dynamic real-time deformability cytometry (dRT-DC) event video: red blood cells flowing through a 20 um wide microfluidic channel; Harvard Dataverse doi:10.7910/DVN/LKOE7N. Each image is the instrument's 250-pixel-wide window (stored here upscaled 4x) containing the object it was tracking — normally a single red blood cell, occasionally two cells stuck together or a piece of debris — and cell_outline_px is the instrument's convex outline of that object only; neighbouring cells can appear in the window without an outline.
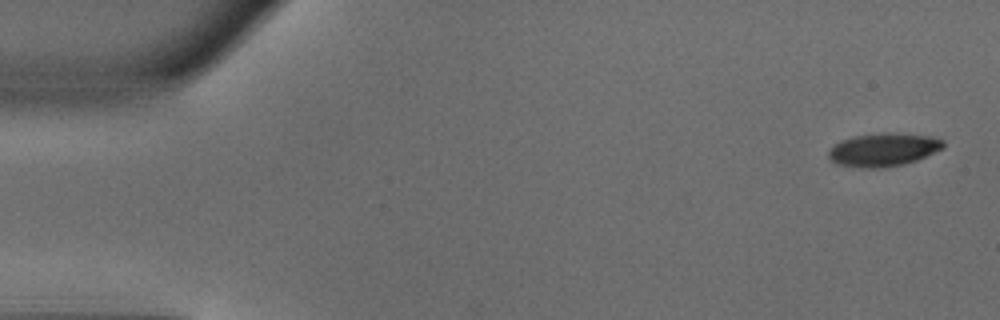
{"species": "common noctule bat (a hibernating species)", "species_latin": "Nyctalus noctula", "temperature_condition": "warm", "stored_images_in_passage": 50, "camera_frame_rate_fps": 3000, "um_per_image_px": 0.085, "animal": {"sex": "male", "body_mass_g": 18.8}, "frame": {"image": 1, "passage_image": 2, "time_ms": 0.333, "image_size_px": [1000, 320], "cell_outline_px": [[944, 148], [916, 160], [904, 164], [880, 168], [860, 168], [836, 164], [828, 156], [828, 152], [836, 144], [844, 140], [856, 136], [880, 132], [888, 132], [932, 136], [944, 140]], "centroid_in_image_um": [75.12, 12.72], "position_along_channel_um": 9.9, "area_um2": 22.14}}
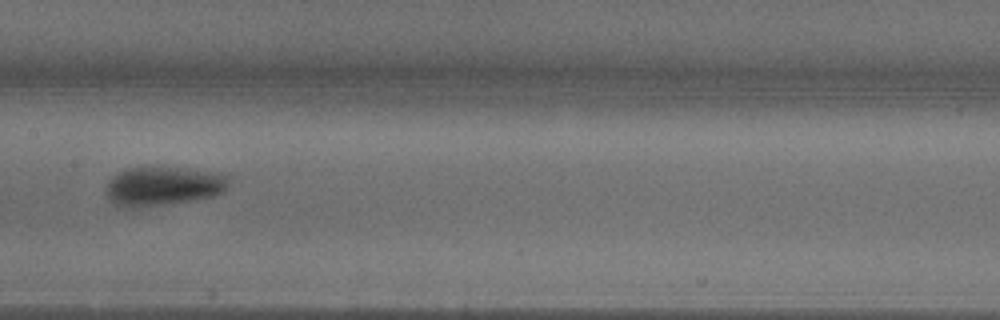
{"frame": {"image": 2, "passage_image": 25, "time_ms": 8.0, "image_size_px": [1000, 320], "cell_outline_px": [[228, 188], [224, 192], [216, 196], [140, 208], [124, 208], [116, 204], [108, 196], [108, 180], [112, 176], [128, 168], [156, 164], [216, 172], [228, 176]], "centroid_in_image_um": [13.9, 15.78], "position_along_channel_um": 193.5, "area_um2": 28.61}}
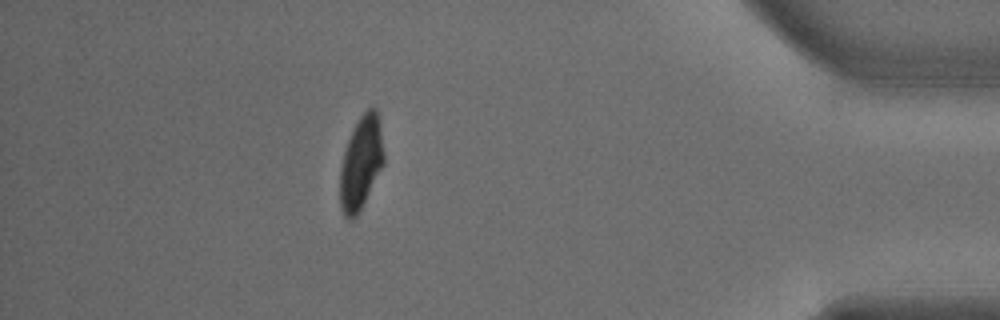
{"frame": {"image": 3, "passage_image": 44, "time_ms": 14.333, "image_size_px": [1000, 320], "cell_outline_px": [[384, 164], [356, 216], [352, 220], [348, 220], [344, 216], [340, 208], [340, 168], [344, 152], [348, 140], [360, 116], [368, 108], [376, 108], [380, 124], [384, 152]], "centroid_in_image_um": [30.68, 13.86], "position_along_channel_um": 404.5, "area_um2": 23.52}, "authors_computed_cell_mechanics": {"area_um2": 25.4031, "velocity_mm_per_s": 4.0671, "shape_relaxation_time_tau1_ms": 2.9172, "shape_relaxation_time_tau2_ms": 2.1454, "deformation_change_tau1": 0.1718, "deformation_change_tau2": 0.0529}}